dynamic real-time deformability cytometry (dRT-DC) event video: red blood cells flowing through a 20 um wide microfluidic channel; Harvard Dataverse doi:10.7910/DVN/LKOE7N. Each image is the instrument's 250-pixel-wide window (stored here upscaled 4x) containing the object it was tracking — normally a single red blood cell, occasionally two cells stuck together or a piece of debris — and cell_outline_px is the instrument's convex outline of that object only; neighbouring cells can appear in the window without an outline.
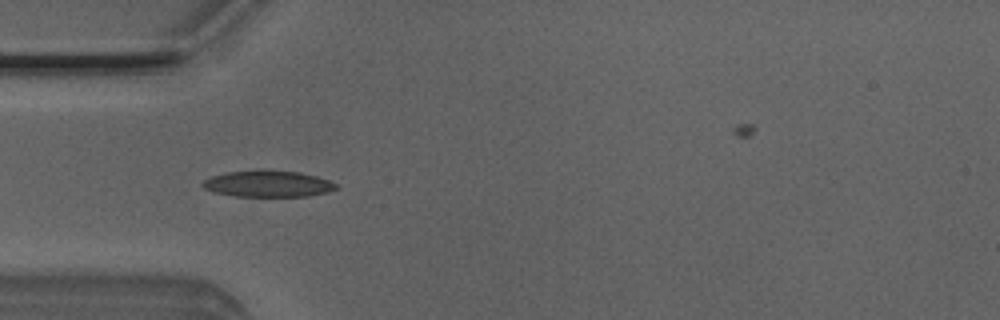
{"species": "Egyptian fruit bat (a non-hibernating species)", "species_latin": "Rousettus aegyptiacus", "temperature_condition": "room temperature", "stored_images_in_passage": 34, "camera_frame_rate_fps": 3000, "um_per_image_px": 0.085, "animal": {"sex": "male"}, "frame": {"image": 1, "passage_image": 1, "time_ms": 0.0, "image_size_px": [1000, 320], "cell_outline_px": [[336, 188], [328, 192], [308, 196], [236, 196], [212, 192], [204, 188], [200, 184], [204, 180], [212, 176], [228, 172], [264, 168], [300, 172], [316, 176], [328, 180], [336, 184]], "centroid_in_image_um": [22.74, 15.6], "position_along_channel_um": 62.3, "area_um2": 20.81}}
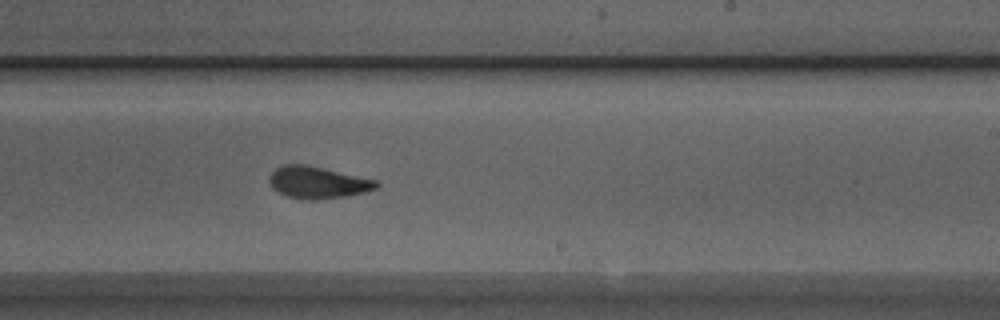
{"frame": {"image": 2, "passage_image": 16, "time_ms": 5.0, "image_size_px": [1000, 320], "cell_outline_px": [[380, 184], [376, 188], [364, 192], [344, 196], [316, 200], [308, 200], [288, 196], [272, 188], [268, 180], [268, 176], [276, 168], [284, 164], [304, 164], [324, 168], [376, 180]], "centroid_in_image_um": [26.97, 15.5], "position_along_channel_um": 262.0, "area_um2": 19.77}}
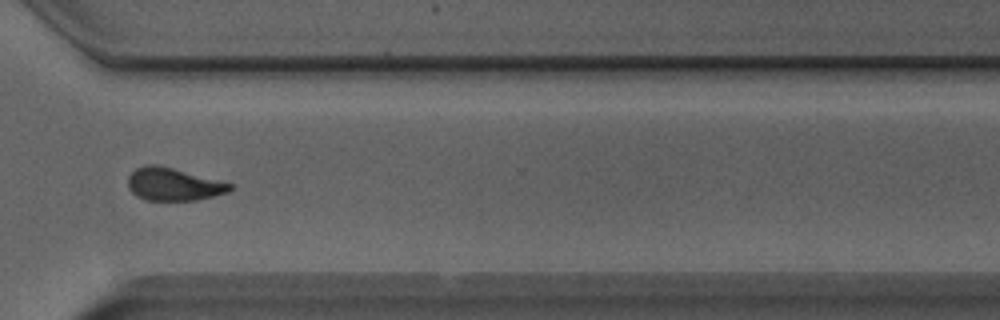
{"frame": {"image": 3, "passage_image": 23, "time_ms": 7.333, "image_size_px": [1000, 320], "cell_outline_px": [[232, 188], [228, 192], [196, 200], [144, 200], [136, 196], [128, 188], [128, 176], [136, 168], [144, 164], [160, 164], [232, 184]], "centroid_in_image_um": [14.69, 15.65], "position_along_channel_um": 355.9, "area_um2": 19.48}, "authors_computed_cell_mechanics": {"area_um2": 19.7676, "velocity_mm_per_s": 4.0163, "shape_relaxation_time_tau1_ms": 4.0402, "shape_relaxation_time_tau2_ms": 1.1945, "deformation_change_tau1": 0.1707, "deformation_change_tau2": 0.0797}}